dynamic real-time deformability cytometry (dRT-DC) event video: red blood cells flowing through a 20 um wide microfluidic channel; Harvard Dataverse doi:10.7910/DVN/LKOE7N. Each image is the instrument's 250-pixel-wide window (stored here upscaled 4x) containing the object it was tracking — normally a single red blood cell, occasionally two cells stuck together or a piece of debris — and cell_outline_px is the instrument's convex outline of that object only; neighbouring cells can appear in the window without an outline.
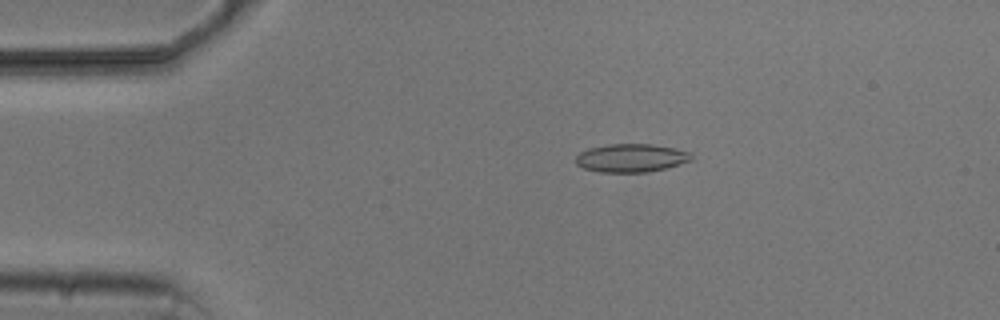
{"species": "common noctule bat (a hibernating species)", "species_latin": "Nyctalus noctula", "temperature_condition": "cold", "stored_images_in_passage": 7, "camera_frame_rate_fps": 3000, "um_per_image_px": 0.085, "animal": {"sex": "male", "body_mass_g": 20.5, "forearm_length_mm": 52.5}, "frame": {"image": 1, "passage_image": 2, "time_ms": 1.333, "image_size_px": [1000, 320], "cell_outline_px": [[692, 160], [668, 168], [648, 172], [600, 172], [584, 168], [576, 164], [576, 156], [580, 152], [588, 148], [608, 144], [652, 144], [672, 148], [688, 152], [692, 156]], "centroid_in_image_um": [53.63, 13.43], "position_along_channel_um": 31.4, "area_um2": 19.02}}
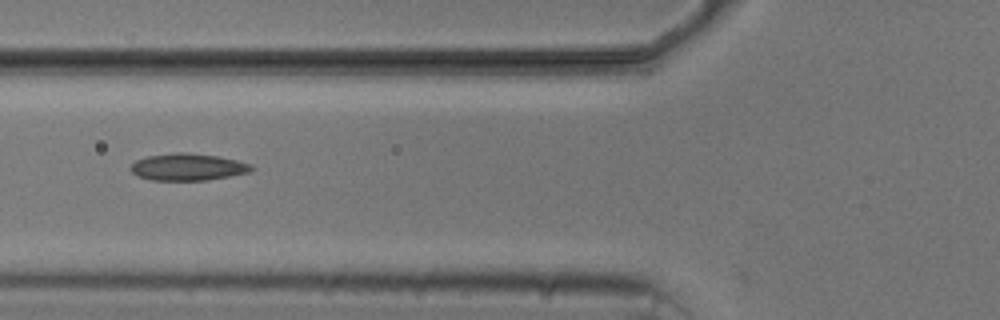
{"frame": {"image": 2, "passage_image": 5, "time_ms": 4.667, "image_size_px": [1000, 320], "cell_outline_px": [[252, 168], [248, 172], [208, 180], [152, 180], [136, 176], [128, 168], [136, 160], [148, 156], [176, 152], [188, 152], [216, 156], [236, 160], [252, 164]], "centroid_in_image_um": [15.91, 14.19], "position_along_channel_um": 109.9, "area_um2": 18.9}}
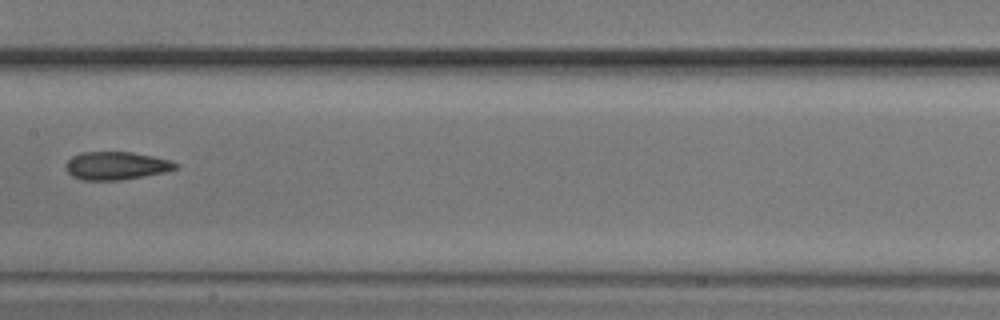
{"frame": {"image": 3, "passage_image": 7, "time_ms": 7.0, "image_size_px": [1000, 320], "cell_outline_px": [[180, 164], [176, 168], [164, 172], [120, 180], [84, 180], [72, 176], [68, 172], [64, 164], [72, 156], [80, 152], [132, 152], [172, 160]], "centroid_in_image_um": [9.87, 14.07], "position_along_channel_um": 197.5, "area_um2": 17.92}}